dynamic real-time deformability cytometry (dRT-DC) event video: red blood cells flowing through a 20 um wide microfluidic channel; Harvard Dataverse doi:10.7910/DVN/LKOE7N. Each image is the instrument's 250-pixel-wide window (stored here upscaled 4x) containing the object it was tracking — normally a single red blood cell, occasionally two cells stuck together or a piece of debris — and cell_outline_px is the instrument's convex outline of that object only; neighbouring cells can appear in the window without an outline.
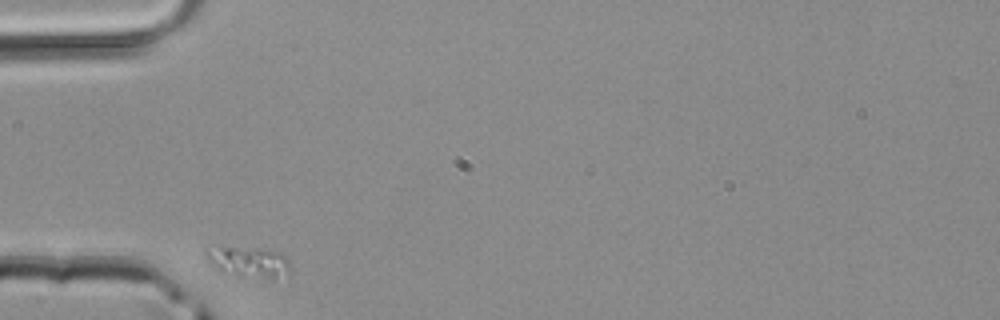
{"species": "common noctule bat (a hibernating species)", "species_latin": "Nyctalus noctula", "temperature_condition": "room temperature", "stored_images_in_passage": 26, "camera_frame_rate_fps": 3000, "um_per_image_px": 0.085, "animal": {"sex": "male", "body_mass_g": 20.4}, "frame": {"image": 1, "passage_image": 1, "time_ms": 0.0, "image_size_px": [1000, 320], "cell_outline_px": [[288, 272], [272, 280], [236, 276], [220, 272], [208, 260], [204, 252], [224, 248], [236, 248], [280, 252], [288, 256]], "centroid_in_image_um": [21.19, 22.34], "position_along_channel_um": 63.8, "area_um2": 14.57}}